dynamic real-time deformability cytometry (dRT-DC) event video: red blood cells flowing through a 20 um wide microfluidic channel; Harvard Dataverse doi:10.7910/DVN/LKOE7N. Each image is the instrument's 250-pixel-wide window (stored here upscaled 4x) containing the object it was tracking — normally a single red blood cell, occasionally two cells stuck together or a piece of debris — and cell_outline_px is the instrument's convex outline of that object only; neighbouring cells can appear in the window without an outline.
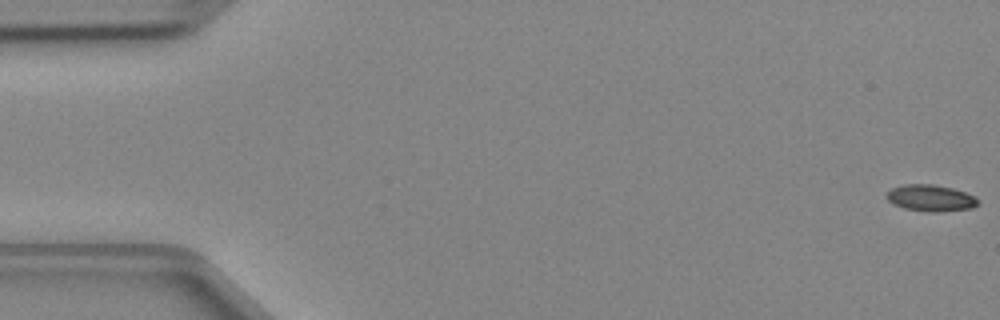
{"species": "Egyptian fruit bat (a non-hibernating species)", "species_latin": "Rousettus aegyptiacus", "temperature_condition": "cold", "stored_images_in_passage": 48, "camera_frame_rate_fps": 3000, "um_per_image_px": 0.085, "animal": {"sex": "female"}, "frame": {"image": 1, "passage_image": 1, "time_ms": 0.0, "image_size_px": [1000, 320], "cell_outline_px": [[980, 200], [972, 208], [936, 212], [928, 212], [904, 208], [892, 204], [884, 196], [892, 188], [904, 184], [932, 184], [952, 188], [976, 196]], "centroid_in_image_um": [79.09, 16.83], "position_along_channel_um": 5.9, "area_um2": 14.16}}
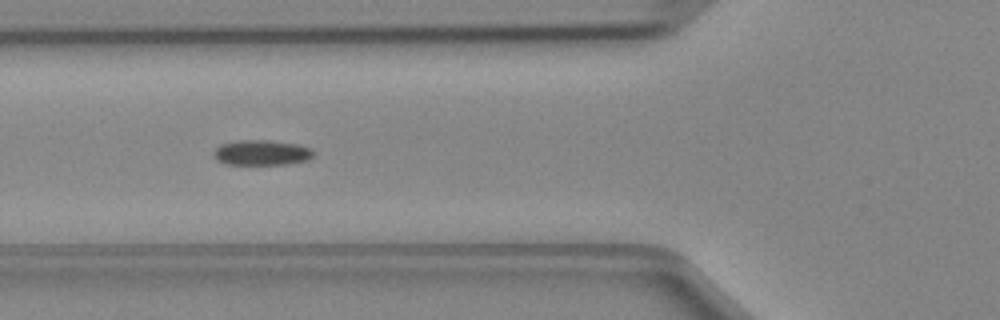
{"frame": {"image": 2, "passage_image": 18, "time_ms": 5.667, "image_size_px": [1000, 320], "cell_outline_px": [[316, 152], [308, 160], [288, 164], [228, 164], [216, 160], [212, 152], [220, 144], [236, 140], [272, 140], [300, 144], [312, 148]], "centroid_in_image_um": [22.27, 12.96], "position_along_channel_um": 103.5, "area_um2": 14.97}}
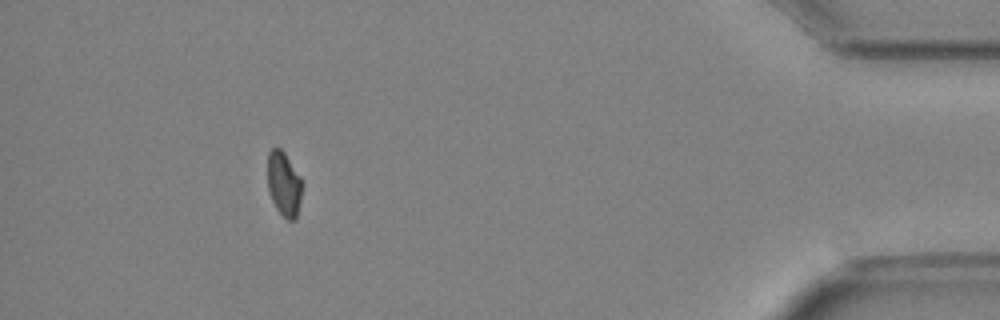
{"frame": {"image": 3, "passage_image": 44, "time_ms": 14.333, "image_size_px": [1000, 320], "cell_outline_px": [[300, 200], [296, 220], [288, 220], [276, 208], [268, 192], [268, 152], [272, 148], [280, 148], [284, 152], [300, 176]], "centroid_in_image_um": [24.1, 15.63], "position_along_channel_um": 411.1, "area_um2": 12.72}}